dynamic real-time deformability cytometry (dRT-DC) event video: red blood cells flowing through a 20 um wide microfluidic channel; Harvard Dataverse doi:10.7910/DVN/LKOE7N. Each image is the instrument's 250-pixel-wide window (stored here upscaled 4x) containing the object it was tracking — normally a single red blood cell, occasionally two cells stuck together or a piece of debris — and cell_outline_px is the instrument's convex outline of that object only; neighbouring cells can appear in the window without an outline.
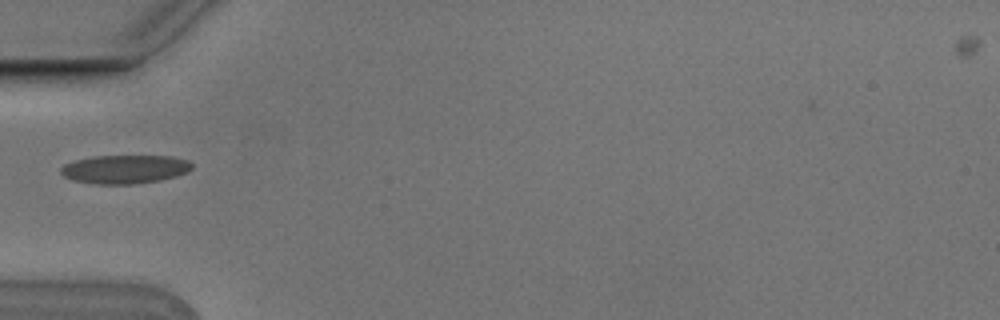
{"species": "Egyptian fruit bat (a non-hibernating species)", "species_latin": "Rousettus aegyptiacus", "temperature_condition": "cold", "stored_images_in_passage": 1, "camera_frame_rate_fps": 3000, "um_per_image_px": 0.085, "animal": {"sex": "male"}, "frame": {"image": 1, "passage_image": 1, "time_ms": 0.0, "image_size_px": [1000, 320], "cell_outline_px": [[192, 168], [188, 172], [176, 176], [160, 180], [132, 184], [92, 184], [72, 180], [64, 176], [60, 172], [60, 168], [64, 164], [76, 160], [92, 156], [172, 156], [188, 160], [192, 164]], "centroid_in_image_um": [10.6, 14.38], "position_along_channel_um": 74.4, "area_um2": 21.96}}